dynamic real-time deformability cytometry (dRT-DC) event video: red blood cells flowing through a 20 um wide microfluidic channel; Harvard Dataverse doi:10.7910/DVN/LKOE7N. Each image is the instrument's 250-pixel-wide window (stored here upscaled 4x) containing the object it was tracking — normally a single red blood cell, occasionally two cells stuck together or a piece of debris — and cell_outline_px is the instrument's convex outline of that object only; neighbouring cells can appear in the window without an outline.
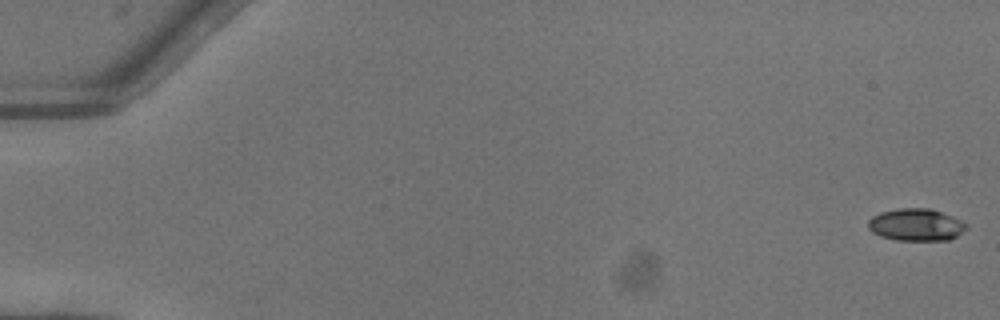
{"species": "common noctule bat (a hibernating species)", "species_latin": "Nyctalus noctula", "temperature_condition": "warm", "stored_images_in_passage": 53, "camera_frame_rate_fps": 3000, "um_per_image_px": 0.085, "animal": {"sex": "female"}, "frame": {"image": 1, "passage_image": 1, "time_ms": 0.0, "image_size_px": [1000, 320], "cell_outline_px": [[968, 228], [956, 236], [948, 240], [896, 240], [880, 236], [872, 232], [868, 228], [868, 220], [872, 216], [880, 212], [900, 208], [928, 208], [952, 216], [968, 224]], "centroid_in_image_um": [77.85, 19.1], "position_along_channel_um": 7.1, "area_um2": 18.44}}
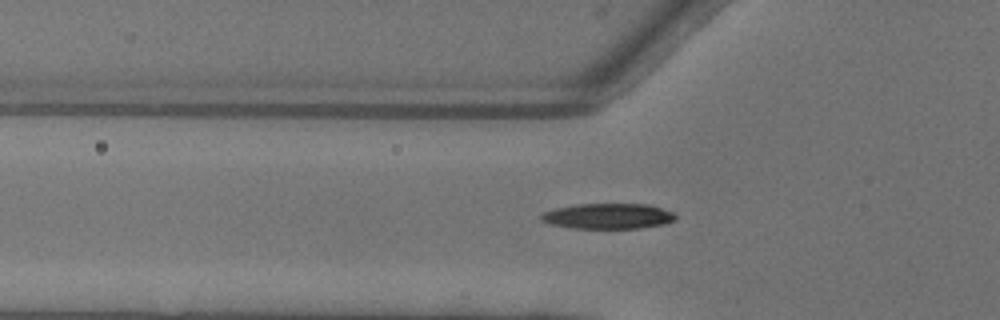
{"frame": {"image": 2, "passage_image": 19, "time_ms": 6.0, "image_size_px": [1000, 320], "cell_outline_px": [[676, 220], [664, 224], [640, 228], [572, 228], [552, 224], [540, 220], [540, 216], [544, 212], [556, 208], [580, 204], [648, 204], [672, 212], [676, 216]], "centroid_in_image_um": [51.7, 18.37], "position_along_channel_um": 74.1, "area_um2": 19.77}}
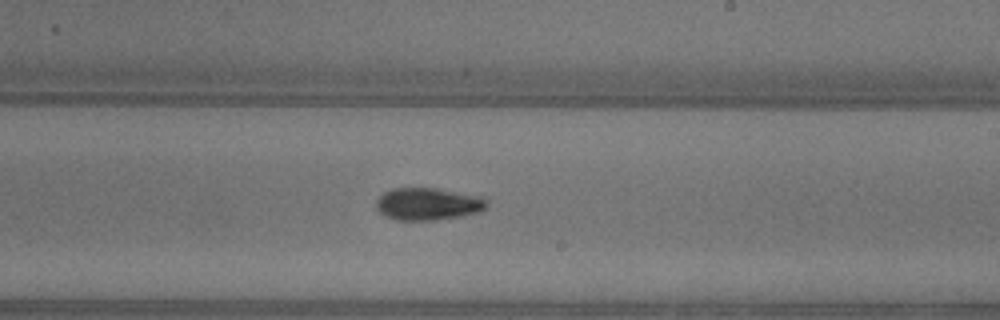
{"frame": {"image": 3, "passage_image": 32, "time_ms": 10.333, "image_size_px": [1000, 320], "cell_outline_px": [[488, 204], [480, 212], [464, 216], [436, 220], [396, 220], [384, 216], [376, 208], [376, 200], [384, 192], [392, 188], [436, 188], [484, 196], [488, 200]], "centroid_in_image_um": [36.41, 17.34], "position_along_channel_um": 252.6, "area_um2": 21.21}}